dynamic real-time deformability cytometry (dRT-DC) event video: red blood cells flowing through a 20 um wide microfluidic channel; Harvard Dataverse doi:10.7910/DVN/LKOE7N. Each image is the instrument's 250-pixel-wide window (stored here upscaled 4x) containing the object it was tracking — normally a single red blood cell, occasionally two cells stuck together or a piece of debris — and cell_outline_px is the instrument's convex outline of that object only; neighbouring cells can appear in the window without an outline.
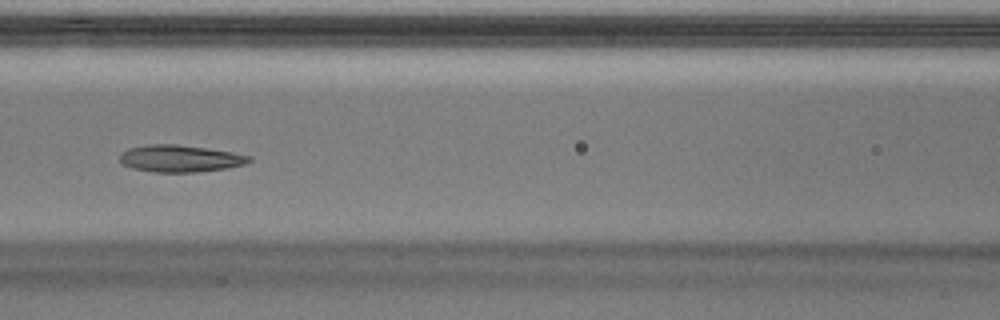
{"species": "Egyptian fruit bat (a non-hibernating species)", "species_latin": "Rousettus aegyptiacus", "temperature_condition": "warm", "stored_images_in_passage": 48, "segment_of_instrument_passage": [1, 2], "camera_frame_rate_fps": 3000, "um_per_image_px": 0.085, "animal": {"sex": "male"}, "frame": {"image": 1, "passage_image": 21, "time_ms": 6.667, "image_size_px": [1000, 320], "cell_outline_px": [[252, 160], [244, 164], [228, 168], [196, 172], [152, 172], [132, 168], [120, 164], [120, 152], [128, 148], [148, 144], [176, 144], [232, 152], [252, 156]], "centroid_in_image_um": [15.27, 13.47], "position_along_channel_um": 151.3, "area_um2": 20.46}}